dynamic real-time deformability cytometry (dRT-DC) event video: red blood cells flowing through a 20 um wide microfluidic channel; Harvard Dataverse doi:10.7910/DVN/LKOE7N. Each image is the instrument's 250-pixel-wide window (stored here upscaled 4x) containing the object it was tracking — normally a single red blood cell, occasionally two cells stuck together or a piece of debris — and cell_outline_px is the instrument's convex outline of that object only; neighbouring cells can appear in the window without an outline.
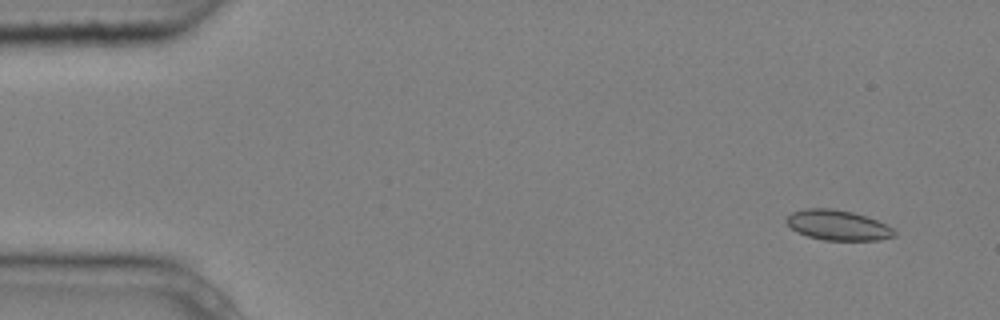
{"species": "common noctule bat (a hibernating species)", "species_latin": "Nyctalus noctula", "temperature_condition": "cold", "stored_images_in_passage": 6, "camera_frame_rate_fps": 3000, "um_per_image_px": 0.085, "animal": {"sex": "male", "body_mass_g": 20.4}, "frame": {"image": 1, "passage_image": 2, "time_ms": 0.333, "image_size_px": [1000, 320], "cell_outline_px": [[896, 236], [880, 240], [824, 240], [808, 236], [796, 232], [784, 220], [792, 212], [804, 208], [832, 208], [852, 212], [876, 220], [892, 228], [896, 232]], "centroid_in_image_um": [71.19, 19.14], "position_along_channel_um": 13.8, "area_um2": 18.9}}
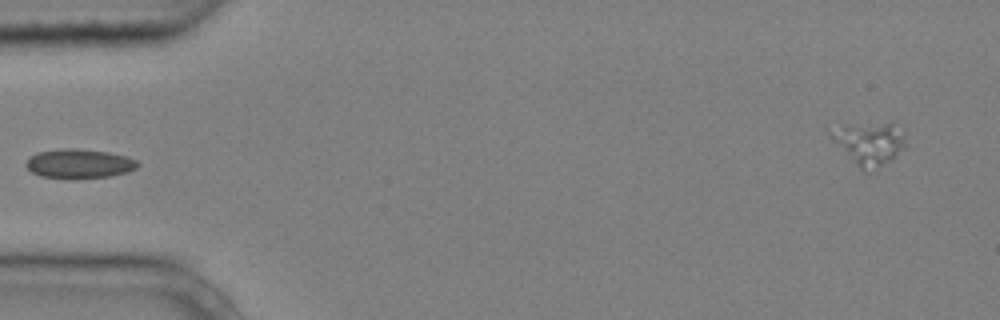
{"frame": {"image": 2, "passage_image": 5, "time_ms": 1.333, "image_size_px": [1000, 320], "cell_outline_px": [[140, 164], [136, 168], [128, 172], [108, 176], [72, 180], [68, 180], [40, 176], [32, 172], [24, 164], [28, 156], [36, 152], [60, 148], [76, 148], [108, 152], [124, 156], [136, 160]], "centroid_in_image_um": [6.67, 13.92], "position_along_channel_um": 78.3, "area_um2": 19.54}}
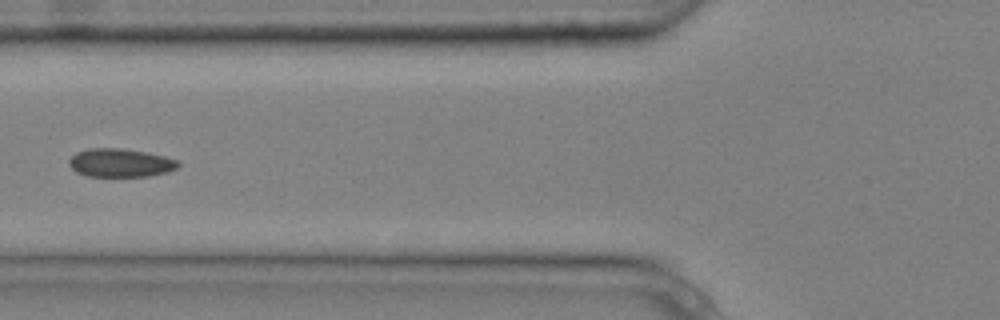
{"frame": {"image": 3, "passage_image": 6, "time_ms": 1.667, "image_size_px": [1000, 320], "cell_outline_px": [[180, 164], [176, 168], [168, 172], [148, 176], [88, 176], [76, 172], [68, 164], [68, 160], [76, 152], [88, 148], [120, 148], [144, 152], [164, 156], [180, 160]], "centroid_in_image_um": [10.23, 13.84], "position_along_channel_um": 115.6, "area_um2": 18.09}}